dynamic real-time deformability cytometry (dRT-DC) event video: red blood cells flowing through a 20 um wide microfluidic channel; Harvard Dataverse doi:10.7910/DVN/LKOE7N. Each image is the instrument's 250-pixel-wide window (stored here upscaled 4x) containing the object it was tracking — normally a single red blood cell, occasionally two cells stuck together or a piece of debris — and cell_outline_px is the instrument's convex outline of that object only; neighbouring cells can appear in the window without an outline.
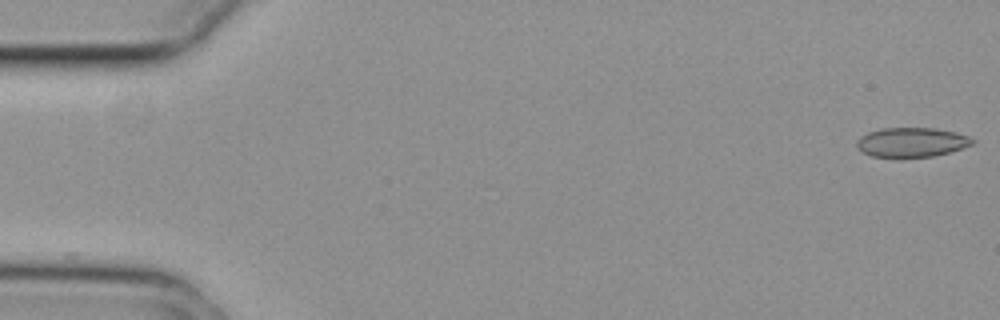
{"species": "common noctule bat (a hibernating species)", "species_latin": "Nyctalus noctula", "temperature_condition": "cold", "stored_images_in_passage": 48, "camera_frame_rate_fps": 3000, "um_per_image_px": 0.085, "animal": {"sex": "female", "body_mass_g": 29.2, "forearm_length_mm": 56.3}, "frame": {"image": 1, "passage_image": 1, "time_ms": 0.0, "image_size_px": [1000, 320], "cell_outline_px": [[976, 140], [972, 144], [948, 152], [932, 156], [900, 160], [872, 156], [856, 148], [856, 140], [860, 136], [868, 132], [880, 128], [936, 128], [956, 132], [968, 136]], "centroid_in_image_um": [77.42, 12.12], "position_along_channel_um": 7.6, "area_um2": 20.46}}
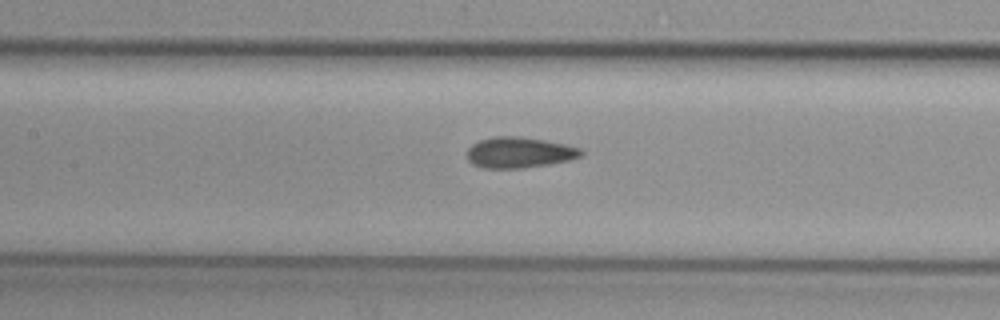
{"frame": {"image": 2, "passage_image": 25, "time_ms": 8.0, "image_size_px": [1000, 320], "cell_outline_px": [[584, 152], [580, 156], [568, 160], [548, 164], [524, 168], [480, 168], [472, 164], [468, 160], [468, 148], [472, 144], [480, 140], [496, 136], [520, 136], [544, 140], [564, 144], [580, 148]], "centroid_in_image_um": [44.11, 12.96], "position_along_channel_um": 163.3, "area_um2": 20.4}}
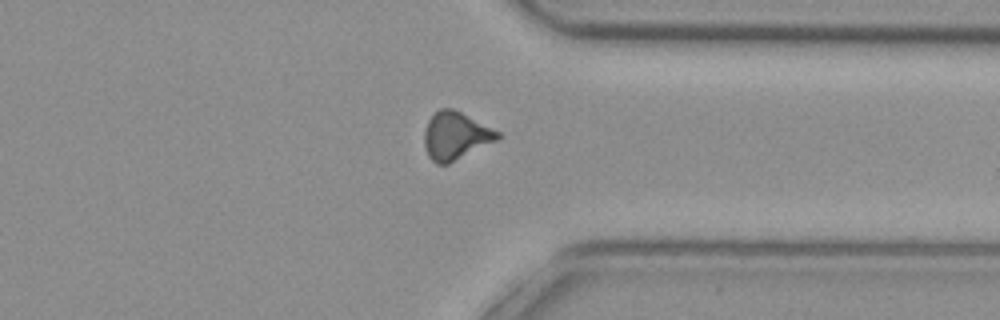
{"frame": {"image": 3, "passage_image": 42, "time_ms": 13.667, "image_size_px": [1000, 320], "cell_outline_px": [[500, 136], [496, 140], [448, 164], [436, 164], [428, 156], [424, 144], [424, 128], [428, 120], [440, 108], [452, 108], [500, 132]], "centroid_in_image_um": [38.68, 11.54], "position_along_channel_um": 372.7, "area_um2": 20.06}, "authors_computed_cell_mechanics": {"area_um2": 20.0855, "velocity_mm_per_s": 3.7514, "shape_relaxation_time_tau1_ms": null, "shape_relaxation_time_tau2_ms": 3.467, "deformation_change_tau1": null, "deformation_change_tau2": 0.1069}}